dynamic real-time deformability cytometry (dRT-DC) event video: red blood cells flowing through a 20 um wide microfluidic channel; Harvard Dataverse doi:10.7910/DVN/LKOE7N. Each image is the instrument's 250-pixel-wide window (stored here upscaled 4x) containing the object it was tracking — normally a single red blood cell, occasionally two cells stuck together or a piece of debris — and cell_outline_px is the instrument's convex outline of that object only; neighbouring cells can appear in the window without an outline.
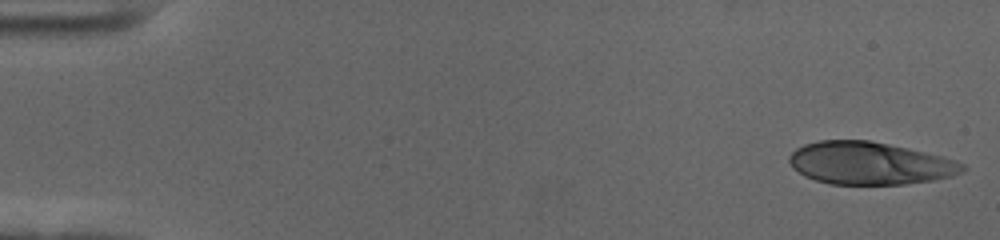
{"species": "human", "species_latin": "Homo sapiens", "temperature_condition": "cold", "stored_images_in_passage": 56, "camera_frame_rate_fps": 3000, "um_per_image_px": 0.085, "donor": {"sex": "female"}, "frame": {"image": 1, "passage_image": 1, "time_ms": 0.0, "image_size_px": [1000, 240], "cell_outline_px": [[968, 168], [952, 176], [932, 180], [904, 184], [828, 184], [804, 176], [792, 168], [788, 160], [788, 156], [796, 148], [804, 144], [820, 140], [868, 140], [908, 148], [940, 156], [964, 164]], "centroid_in_image_um": [73.87, 13.88], "position_along_channel_um": 11.1, "area_um2": 42.83}}
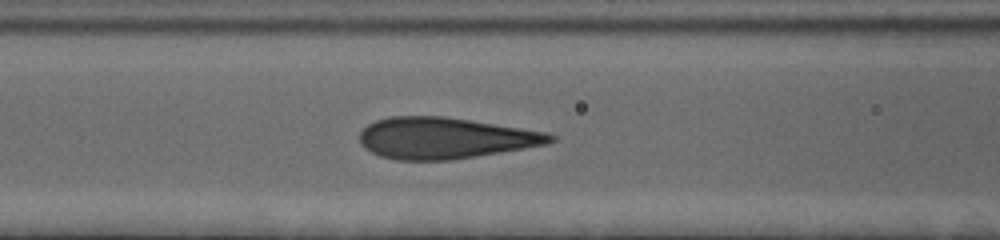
{"frame": {"image": 2, "passage_image": 23, "time_ms": 7.333, "image_size_px": [1000, 240], "cell_outline_px": [[556, 140], [548, 144], [452, 160], [396, 160], [380, 156], [364, 148], [360, 144], [360, 132], [368, 124], [376, 120], [392, 116], [444, 116], [548, 132], [556, 136]], "centroid_in_image_um": [37.82, 11.74], "position_along_channel_um": 128.8, "area_um2": 45.84}}
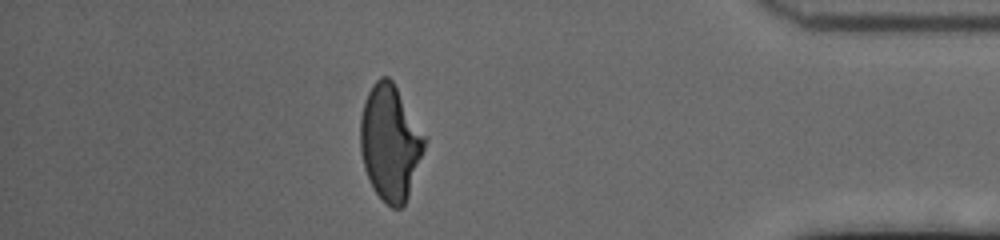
{"frame": {"image": 3, "passage_image": 49, "time_ms": 16.0, "image_size_px": [1000, 240], "cell_outline_px": [[428, 140], [408, 196], [404, 204], [400, 208], [392, 208], [376, 192], [364, 168], [360, 152], [360, 120], [364, 100], [372, 84], [380, 76], [388, 76], [392, 80], [428, 136]], "centroid_in_image_um": [33.19, 12.07], "position_along_channel_um": 402.0, "area_um2": 43.52}, "authors_computed_cell_mechanics": {"area_um2": 45.3441, "velocity_mm_per_s": 3.5543, "shape_relaxation_time_tau1_ms": 7.5345, "shape_relaxation_time_tau2_ms": null, "deformation_change_tau1": 0.2497, "deformation_change_tau2": null}}